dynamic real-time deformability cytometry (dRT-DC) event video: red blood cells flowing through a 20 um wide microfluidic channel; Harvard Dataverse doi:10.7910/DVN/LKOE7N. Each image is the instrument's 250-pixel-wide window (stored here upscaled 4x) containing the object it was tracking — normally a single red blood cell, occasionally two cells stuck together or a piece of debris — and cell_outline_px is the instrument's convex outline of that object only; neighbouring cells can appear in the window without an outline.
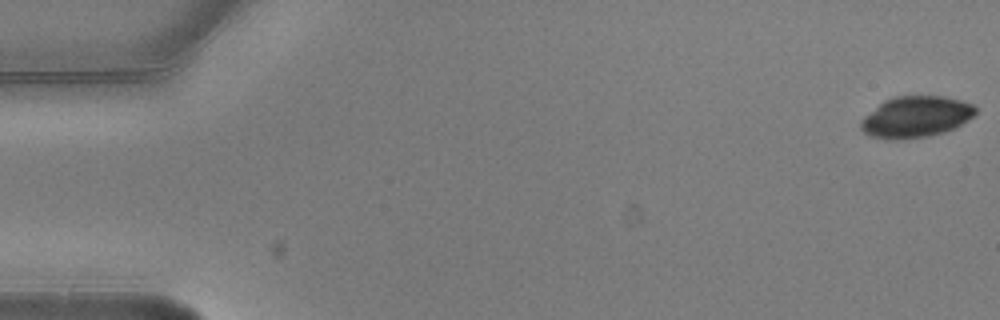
{"species": "common noctule bat (a hibernating species)", "species_latin": "Nyctalus noctula", "temperature_condition": "warm", "stored_images_in_passage": 6, "camera_frame_rate_fps": 3000, "um_per_image_px": 0.085, "animal": {"sex": "male", "body_mass_g": 20.5, "forearm_length_mm": 52.5}, "frame": {"image": 1, "passage_image": 1, "time_ms": 0.0, "image_size_px": [1000, 320], "cell_outline_px": [[976, 112], [968, 120], [944, 132], [928, 136], [896, 140], [872, 136], [864, 132], [860, 128], [860, 120], [864, 116], [884, 100], [892, 96], [944, 96], [960, 100], [972, 104], [976, 108]], "centroid_in_image_um": [77.82, 9.92], "position_along_channel_um": 7.2, "area_um2": 27.4}}
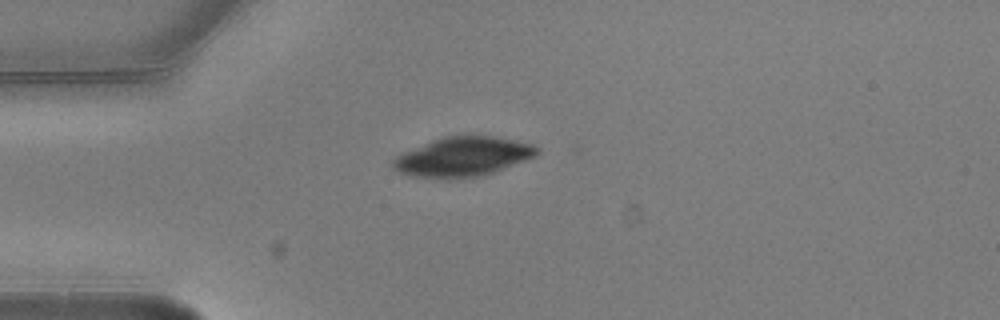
{"frame": {"image": 2, "passage_image": 5, "time_ms": 1.333, "image_size_px": [1000, 320], "cell_outline_px": [[540, 152], [536, 156], [492, 172], [480, 176], [444, 180], [412, 176], [400, 172], [392, 168], [392, 160], [404, 152], [432, 140], [444, 136], [492, 136], [532, 144], [540, 148]], "centroid_in_image_um": [39.32, 13.34], "position_along_channel_um": 45.7, "area_um2": 32.95}}